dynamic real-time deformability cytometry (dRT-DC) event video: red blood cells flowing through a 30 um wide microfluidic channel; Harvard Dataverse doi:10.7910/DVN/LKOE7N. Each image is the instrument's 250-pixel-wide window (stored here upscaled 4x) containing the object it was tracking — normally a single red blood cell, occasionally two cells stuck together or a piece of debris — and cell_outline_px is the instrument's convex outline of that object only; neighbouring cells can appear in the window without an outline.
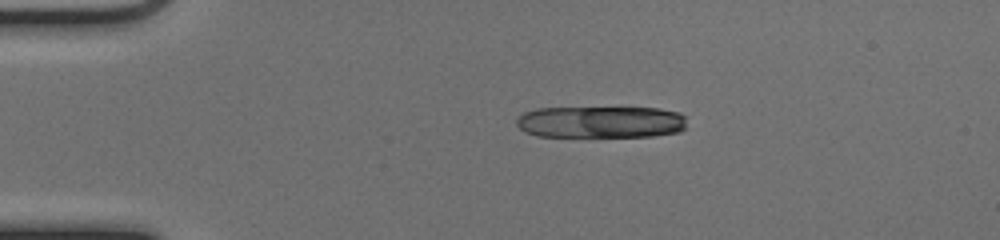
{"species": "common noctule bat (a hibernating species)", "species_latin": "Nyctalus noctula", "temperature_condition": "cold", "stored_images_in_passage": 9, "camera_frame_rate_fps": 3000, "um_per_image_px": 0.085, "animal": {"sex": "female", "body_mass_g": 17.0, "forearm_length_mm": 48.0}, "frame": {"image": 1, "passage_image": 1, "time_ms": 0.0, "image_size_px": [1000, 240], "cell_outline_px": [[684, 128], [680, 132], [652, 136], [536, 136], [524, 132], [516, 124], [516, 120], [524, 112], [536, 108], [660, 108], [680, 112], [684, 116]], "centroid_in_image_um": [51.06, 10.37], "position_along_channel_um": 33.9, "area_um2": 31.67}}